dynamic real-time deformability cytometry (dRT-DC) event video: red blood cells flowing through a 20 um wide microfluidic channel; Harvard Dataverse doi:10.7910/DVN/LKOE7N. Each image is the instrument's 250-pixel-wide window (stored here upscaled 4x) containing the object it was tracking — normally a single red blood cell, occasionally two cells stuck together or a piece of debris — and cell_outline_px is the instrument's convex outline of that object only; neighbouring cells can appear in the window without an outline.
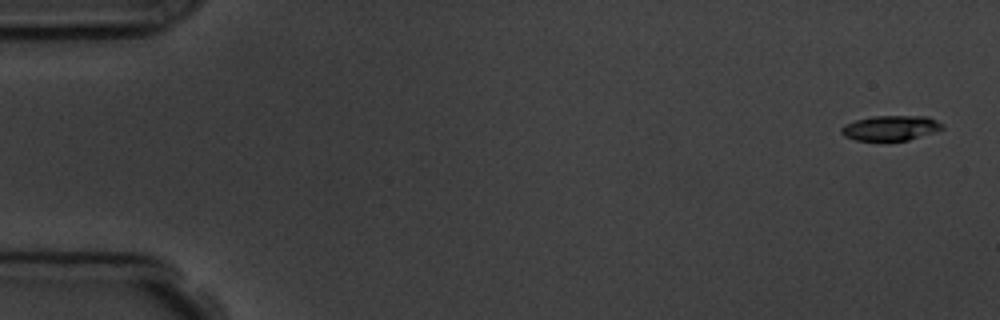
{"species": "common noctule bat (a hibernating species)", "species_latin": "Nyctalus noctula", "temperature_condition": "room temperature", "stored_images_in_passage": 5, "camera_frame_rate_fps": 3000, "um_per_image_px": 0.085, "animal": {"sex": "male", "body_mass_g": 19.5, "forearm_length_mm": 54.6}, "frame": {"image": 1, "passage_image": 1, "time_ms": 0.0, "image_size_px": [1000, 320], "cell_outline_px": [[944, 128], [908, 140], [856, 140], [844, 136], [840, 132], [840, 128], [844, 124], [856, 120], [872, 116], [928, 116], [944, 124]], "centroid_in_image_um": [75.68, 10.87], "position_along_channel_um": 9.3, "area_um2": 14.62}}
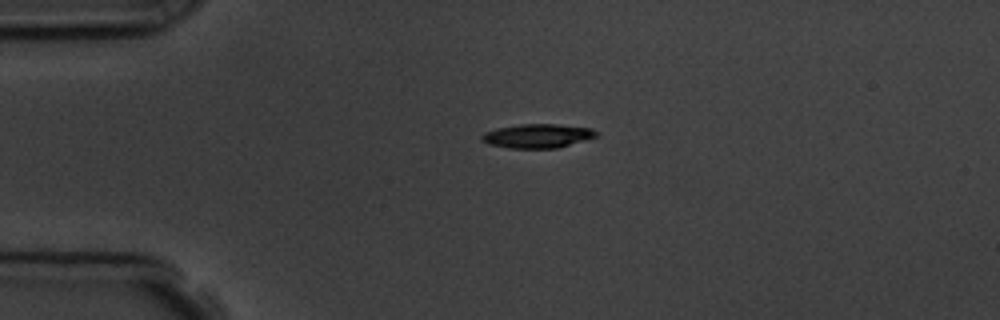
{"frame": {"image": 2, "passage_image": 4, "time_ms": 3.667, "image_size_px": [1000, 320], "cell_outline_px": [[600, 132], [596, 136], [584, 140], [556, 148], [508, 148], [488, 144], [480, 140], [480, 136], [484, 132], [496, 128], [520, 124], [556, 124], [592, 128]], "centroid_in_image_um": [45.65, 11.55], "position_along_channel_um": 39.4, "area_um2": 16.07}}